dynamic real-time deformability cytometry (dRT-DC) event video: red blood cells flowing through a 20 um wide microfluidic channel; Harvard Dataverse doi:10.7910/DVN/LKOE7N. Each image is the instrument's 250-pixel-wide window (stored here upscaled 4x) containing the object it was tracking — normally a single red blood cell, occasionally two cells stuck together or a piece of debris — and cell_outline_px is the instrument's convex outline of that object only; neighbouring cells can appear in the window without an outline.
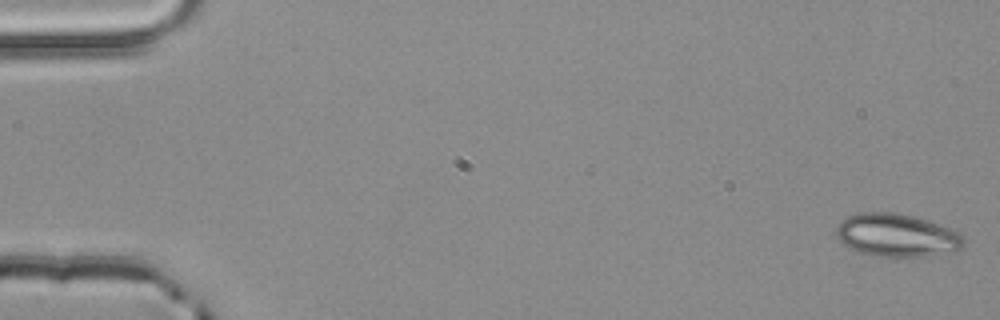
{"species": "common noctule bat (a hibernating species)", "species_latin": "Nyctalus noctula", "temperature_condition": "room temperature", "stored_images_in_passage": 4, "camera_frame_rate_fps": 3000, "um_per_image_px": 0.085, "animal": {"sex": "male", "body_mass_g": 20.4}, "frame": {"image": 1, "passage_image": 1, "time_ms": 0.0, "image_size_px": [1000, 320], "cell_outline_px": [[964, 248], [956, 252], [928, 256], [876, 256], [856, 252], [848, 248], [840, 240], [836, 232], [836, 228], [840, 220], [848, 216], [860, 212], [896, 212], [912, 216], [948, 228], [964, 236]], "centroid_in_image_um": [76.22, 20.01], "position_along_channel_um": 8.8, "area_um2": 32.02}}